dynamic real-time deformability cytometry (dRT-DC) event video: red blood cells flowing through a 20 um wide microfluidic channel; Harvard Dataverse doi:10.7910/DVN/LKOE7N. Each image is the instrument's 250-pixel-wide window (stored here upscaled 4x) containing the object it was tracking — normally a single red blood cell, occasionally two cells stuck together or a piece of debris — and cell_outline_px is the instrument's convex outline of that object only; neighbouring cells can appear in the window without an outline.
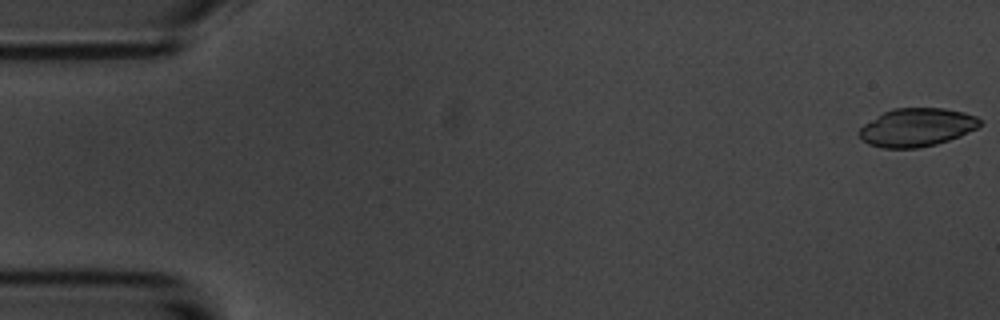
{"species": "common noctule bat (a hibernating species)", "species_latin": "Nyctalus noctula", "temperature_condition": "room temperature", "stored_images_in_passage": 56, "camera_frame_rate_fps": 3000, "um_per_image_px": 0.085, "animal": {"sex": "male", "body_mass_g": 20.1, "forearm_length_mm": 53.5}, "frame": {"image": 1, "passage_image": 1, "time_ms": 0.0, "image_size_px": [1000, 320], "cell_outline_px": [[984, 124], [960, 136], [936, 144], [920, 148], [880, 148], [868, 144], [860, 140], [860, 128], [864, 124], [884, 112], [892, 108], [944, 108], [964, 112], [976, 116], [984, 120]], "centroid_in_image_um": [77.95, 10.83], "position_along_channel_um": 7.0, "area_um2": 27.11}}
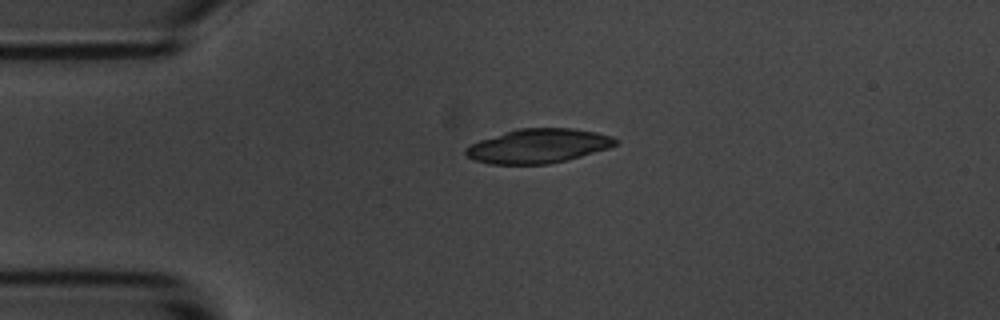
{"frame": {"image": 2, "passage_image": 13, "time_ms": 4.0, "image_size_px": [1000, 320], "cell_outline_px": [[616, 144], [608, 148], [580, 156], [548, 164], [488, 164], [476, 160], [468, 156], [464, 152], [464, 148], [468, 144], [480, 140], [520, 128], [572, 128], [596, 132], [612, 136], [616, 140]], "centroid_in_image_um": [45.71, 12.4], "position_along_channel_um": 39.3, "area_um2": 29.54}}
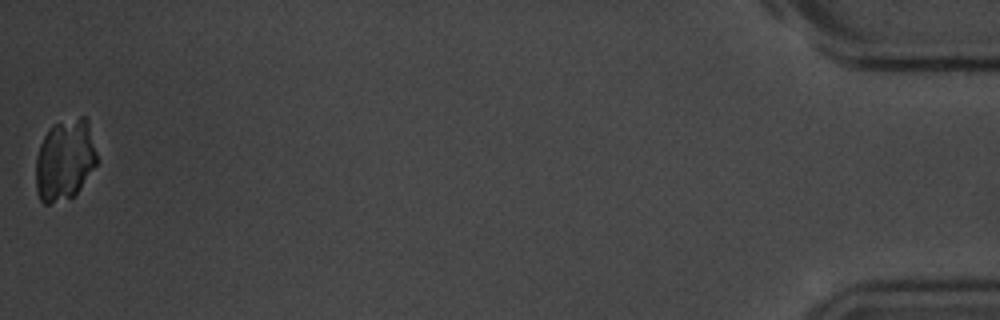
{"frame": {"image": 3, "passage_image": 56, "time_ms": 18.333, "image_size_px": [1000, 320], "cell_outline_px": [[96, 164], [76, 196], [48, 204], [44, 204], [40, 200], [36, 192], [36, 156], [40, 144], [48, 128], [52, 124], [80, 116], [84, 116], [88, 120], [96, 152]], "centroid_in_image_um": [5.49, 13.6], "position_along_channel_um": 429.7, "area_um2": 29.13}}